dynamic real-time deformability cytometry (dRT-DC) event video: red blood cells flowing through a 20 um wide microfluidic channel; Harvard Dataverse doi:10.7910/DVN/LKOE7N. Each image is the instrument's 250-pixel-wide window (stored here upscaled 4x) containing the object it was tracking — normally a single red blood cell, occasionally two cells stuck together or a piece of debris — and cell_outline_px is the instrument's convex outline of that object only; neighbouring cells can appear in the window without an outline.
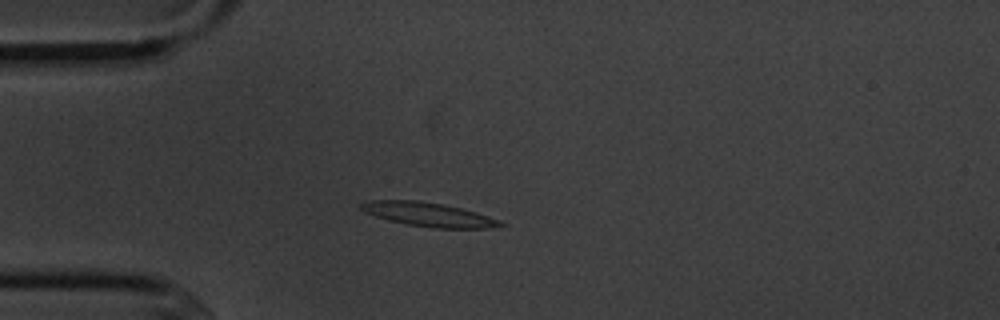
{"species": "common noctule bat (a hibernating species)", "species_latin": "Nyctalus noctula", "temperature_condition": "cold", "stored_images_in_passage": 5, "camera_frame_rate_fps": 3000, "um_per_image_px": 0.085, "animal": {"sex": "male", "body_mass_g": 20.1, "forearm_length_mm": 53.5}, "frame": {"image": 1, "passage_image": 5, "time_ms": 4.667, "image_size_px": [1000, 320], "cell_outline_px": [[508, 224], [488, 228], [436, 228], [408, 224], [388, 220], [364, 212], [360, 208], [360, 204], [368, 200], [420, 200], [444, 204], [476, 212], [500, 220]], "centroid_in_image_um": [36.42, 18.22], "position_along_channel_um": 48.6, "area_um2": 19.42}}